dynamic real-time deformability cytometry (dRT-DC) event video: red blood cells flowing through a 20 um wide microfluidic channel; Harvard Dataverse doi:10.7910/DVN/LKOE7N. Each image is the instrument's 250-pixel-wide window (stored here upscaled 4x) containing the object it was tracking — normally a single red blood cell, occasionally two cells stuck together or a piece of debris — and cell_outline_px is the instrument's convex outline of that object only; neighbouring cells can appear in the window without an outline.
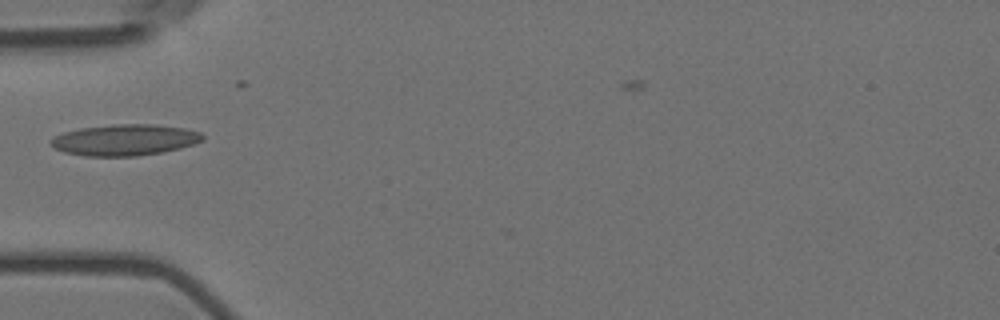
{"species": "Egyptian fruit bat (a non-hibernating species)", "species_latin": "Rousettus aegyptiacus", "temperature_condition": "room temperature", "stored_images_in_passage": 5, "camera_frame_rate_fps": 3000, "um_per_image_px": 0.085, "animal": {"sex": "female"}, "frame": {"image": 1, "passage_image": 2, "time_ms": 0.333, "image_size_px": [1000, 320], "cell_outline_px": [[204, 140], [180, 148], [160, 152], [136, 156], [84, 156], [64, 152], [56, 148], [48, 140], [52, 136], [64, 132], [80, 128], [112, 124], [152, 124], [184, 128], [200, 132], [204, 136]], "centroid_in_image_um": [10.58, 11.89], "position_along_channel_um": 74.4, "area_um2": 27.57}}